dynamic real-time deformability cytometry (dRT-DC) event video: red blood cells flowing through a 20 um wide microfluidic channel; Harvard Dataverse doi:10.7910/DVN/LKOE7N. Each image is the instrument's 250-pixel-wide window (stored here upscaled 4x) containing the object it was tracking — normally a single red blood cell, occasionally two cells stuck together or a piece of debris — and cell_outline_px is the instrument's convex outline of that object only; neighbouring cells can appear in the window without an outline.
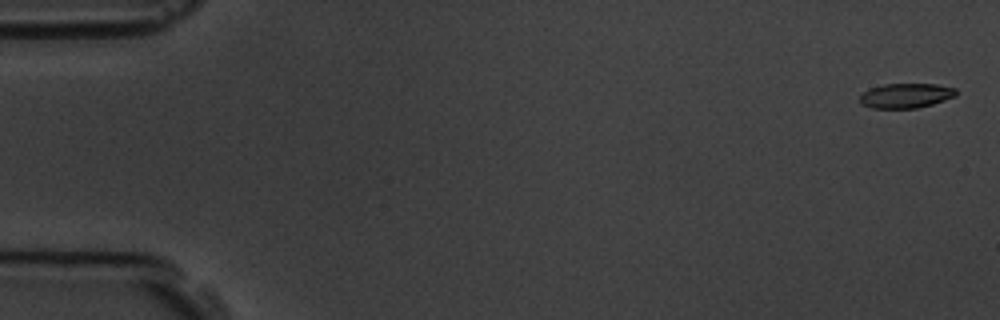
{"species": "common noctule bat (a hibernating species)", "species_latin": "Nyctalus noctula", "temperature_condition": "room temperature", "stored_images_in_passage": 9, "camera_frame_rate_fps": 3000, "um_per_image_px": 0.085, "animal": {"sex": "male", "body_mass_g": 19.5, "forearm_length_mm": 54.6}, "frame": {"image": 1, "passage_image": 1, "time_ms": 0.0, "image_size_px": [1000, 320], "cell_outline_px": [[956, 96], [932, 104], [916, 108], [872, 108], [860, 104], [860, 96], [868, 88], [884, 84], [936, 84], [956, 88]], "centroid_in_image_um": [76.98, 8.12], "position_along_channel_um": 8.0, "area_um2": 13.87}}
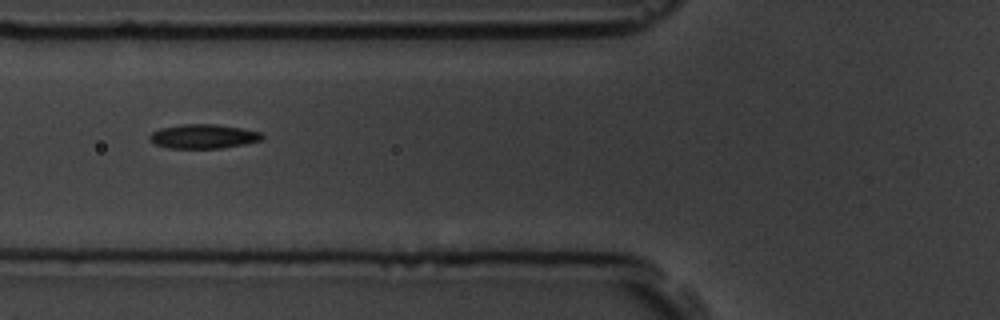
{"frame": {"image": 2, "passage_image": 7, "time_ms": 6.667, "image_size_px": [1000, 320], "cell_outline_px": [[264, 136], [260, 140], [244, 144], [220, 148], [168, 148], [156, 144], [148, 140], [148, 136], [152, 132], [160, 128], [180, 124], [216, 124], [240, 128], [260, 132]], "centroid_in_image_um": [17.23, 11.59], "position_along_channel_um": 108.6, "area_um2": 15.84}}
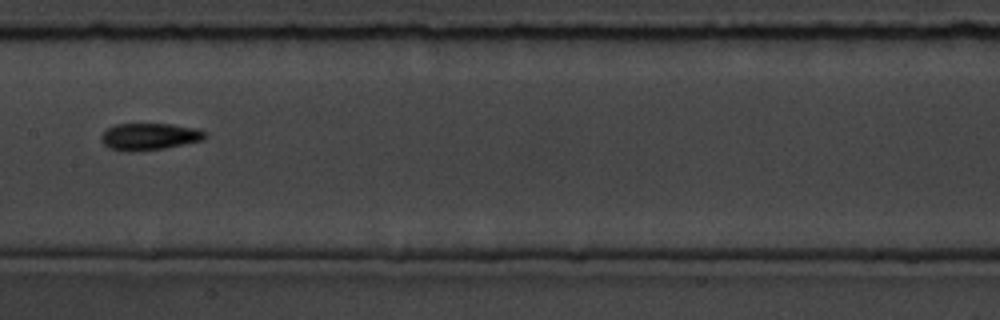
{"frame": {"image": 3, "passage_image": 9, "time_ms": 9.0, "image_size_px": [1000, 320], "cell_outline_px": [[208, 136], [204, 140], [164, 148], [128, 152], [108, 148], [100, 140], [100, 136], [108, 128], [116, 124], [172, 124], [196, 128], [204, 132]], "centroid_in_image_um": [12.69, 11.61], "position_along_channel_um": 194.7, "area_um2": 16.3}}